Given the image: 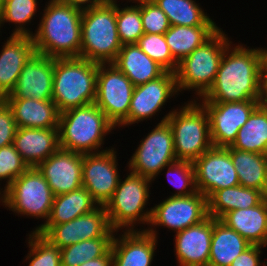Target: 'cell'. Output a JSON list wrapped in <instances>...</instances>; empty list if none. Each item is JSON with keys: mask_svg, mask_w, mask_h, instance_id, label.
<instances>
[{"mask_svg": "<svg viewBox=\"0 0 267 266\" xmlns=\"http://www.w3.org/2000/svg\"><path fill=\"white\" fill-rule=\"evenodd\" d=\"M193 165L197 191L207 199L217 190L240 184L229 147L212 146Z\"/></svg>", "mask_w": 267, "mask_h": 266, "instance_id": "obj_14", "label": "cell"}, {"mask_svg": "<svg viewBox=\"0 0 267 266\" xmlns=\"http://www.w3.org/2000/svg\"><path fill=\"white\" fill-rule=\"evenodd\" d=\"M98 66L79 57L54 58L52 101L59 113L95 102Z\"/></svg>", "mask_w": 267, "mask_h": 266, "instance_id": "obj_4", "label": "cell"}, {"mask_svg": "<svg viewBox=\"0 0 267 266\" xmlns=\"http://www.w3.org/2000/svg\"><path fill=\"white\" fill-rule=\"evenodd\" d=\"M6 0H0V8L3 6Z\"/></svg>", "mask_w": 267, "mask_h": 266, "instance_id": "obj_49", "label": "cell"}, {"mask_svg": "<svg viewBox=\"0 0 267 266\" xmlns=\"http://www.w3.org/2000/svg\"><path fill=\"white\" fill-rule=\"evenodd\" d=\"M259 51L261 54L262 74L267 75V48L259 47Z\"/></svg>", "mask_w": 267, "mask_h": 266, "instance_id": "obj_47", "label": "cell"}, {"mask_svg": "<svg viewBox=\"0 0 267 266\" xmlns=\"http://www.w3.org/2000/svg\"><path fill=\"white\" fill-rule=\"evenodd\" d=\"M65 3L76 7L80 10L93 8L97 5L104 3L106 0H63Z\"/></svg>", "mask_w": 267, "mask_h": 266, "instance_id": "obj_46", "label": "cell"}, {"mask_svg": "<svg viewBox=\"0 0 267 266\" xmlns=\"http://www.w3.org/2000/svg\"><path fill=\"white\" fill-rule=\"evenodd\" d=\"M13 145L29 167H37L59 149L58 128H17Z\"/></svg>", "mask_w": 267, "mask_h": 266, "instance_id": "obj_22", "label": "cell"}, {"mask_svg": "<svg viewBox=\"0 0 267 266\" xmlns=\"http://www.w3.org/2000/svg\"><path fill=\"white\" fill-rule=\"evenodd\" d=\"M209 117L210 137L215 147H229L234 143L239 129L261 100L227 103H200Z\"/></svg>", "mask_w": 267, "mask_h": 266, "instance_id": "obj_15", "label": "cell"}, {"mask_svg": "<svg viewBox=\"0 0 267 266\" xmlns=\"http://www.w3.org/2000/svg\"><path fill=\"white\" fill-rule=\"evenodd\" d=\"M137 45L144 53L161 65L166 71L174 73L177 71L179 63L172 56L164 34L144 33L139 38Z\"/></svg>", "mask_w": 267, "mask_h": 266, "instance_id": "obj_38", "label": "cell"}, {"mask_svg": "<svg viewBox=\"0 0 267 266\" xmlns=\"http://www.w3.org/2000/svg\"><path fill=\"white\" fill-rule=\"evenodd\" d=\"M83 154L59 148L37 168L55 196L82 186Z\"/></svg>", "mask_w": 267, "mask_h": 266, "instance_id": "obj_17", "label": "cell"}, {"mask_svg": "<svg viewBox=\"0 0 267 266\" xmlns=\"http://www.w3.org/2000/svg\"><path fill=\"white\" fill-rule=\"evenodd\" d=\"M187 102L173 108L166 121L173 133L176 159L194 162L213 145L206 110L196 100Z\"/></svg>", "mask_w": 267, "mask_h": 266, "instance_id": "obj_8", "label": "cell"}, {"mask_svg": "<svg viewBox=\"0 0 267 266\" xmlns=\"http://www.w3.org/2000/svg\"><path fill=\"white\" fill-rule=\"evenodd\" d=\"M38 3L37 0H6L0 8V30L9 22L16 26L11 35L32 37L34 33L26 25L35 18Z\"/></svg>", "mask_w": 267, "mask_h": 266, "instance_id": "obj_33", "label": "cell"}, {"mask_svg": "<svg viewBox=\"0 0 267 266\" xmlns=\"http://www.w3.org/2000/svg\"><path fill=\"white\" fill-rule=\"evenodd\" d=\"M113 238L82 240L60 249L61 266H80L91 259L103 256L112 245Z\"/></svg>", "mask_w": 267, "mask_h": 266, "instance_id": "obj_35", "label": "cell"}, {"mask_svg": "<svg viewBox=\"0 0 267 266\" xmlns=\"http://www.w3.org/2000/svg\"><path fill=\"white\" fill-rule=\"evenodd\" d=\"M80 266H113V256L111 248L103 256L86 261Z\"/></svg>", "mask_w": 267, "mask_h": 266, "instance_id": "obj_45", "label": "cell"}, {"mask_svg": "<svg viewBox=\"0 0 267 266\" xmlns=\"http://www.w3.org/2000/svg\"><path fill=\"white\" fill-rule=\"evenodd\" d=\"M152 1L166 14L171 26H217L196 0Z\"/></svg>", "mask_w": 267, "mask_h": 266, "instance_id": "obj_32", "label": "cell"}, {"mask_svg": "<svg viewBox=\"0 0 267 266\" xmlns=\"http://www.w3.org/2000/svg\"><path fill=\"white\" fill-rule=\"evenodd\" d=\"M112 130L116 127L95 103L66 110L59 114V148L81 154L105 151L102 145Z\"/></svg>", "mask_w": 267, "mask_h": 266, "instance_id": "obj_3", "label": "cell"}, {"mask_svg": "<svg viewBox=\"0 0 267 266\" xmlns=\"http://www.w3.org/2000/svg\"><path fill=\"white\" fill-rule=\"evenodd\" d=\"M262 248L264 249L260 245H250L233 260L230 266H265V261L260 259Z\"/></svg>", "mask_w": 267, "mask_h": 266, "instance_id": "obj_44", "label": "cell"}, {"mask_svg": "<svg viewBox=\"0 0 267 266\" xmlns=\"http://www.w3.org/2000/svg\"><path fill=\"white\" fill-rule=\"evenodd\" d=\"M220 27L172 25L164 34L171 54L179 63L207 41Z\"/></svg>", "mask_w": 267, "mask_h": 266, "instance_id": "obj_30", "label": "cell"}, {"mask_svg": "<svg viewBox=\"0 0 267 266\" xmlns=\"http://www.w3.org/2000/svg\"><path fill=\"white\" fill-rule=\"evenodd\" d=\"M212 234L213 218L209 215L200 223L175 233L178 266H208Z\"/></svg>", "mask_w": 267, "mask_h": 266, "instance_id": "obj_19", "label": "cell"}, {"mask_svg": "<svg viewBox=\"0 0 267 266\" xmlns=\"http://www.w3.org/2000/svg\"><path fill=\"white\" fill-rule=\"evenodd\" d=\"M172 111L164 115L151 132L142 138L127 162L128 170L154 181L167 165L177 161L173 133L166 121Z\"/></svg>", "mask_w": 267, "mask_h": 266, "instance_id": "obj_10", "label": "cell"}, {"mask_svg": "<svg viewBox=\"0 0 267 266\" xmlns=\"http://www.w3.org/2000/svg\"><path fill=\"white\" fill-rule=\"evenodd\" d=\"M117 160L114 147H106L105 151L98 153L83 154L82 186L99 206H105L112 198L120 181Z\"/></svg>", "mask_w": 267, "mask_h": 266, "instance_id": "obj_13", "label": "cell"}, {"mask_svg": "<svg viewBox=\"0 0 267 266\" xmlns=\"http://www.w3.org/2000/svg\"><path fill=\"white\" fill-rule=\"evenodd\" d=\"M141 18L144 33L165 34L171 26L166 14L152 0H141Z\"/></svg>", "mask_w": 267, "mask_h": 266, "instance_id": "obj_42", "label": "cell"}, {"mask_svg": "<svg viewBox=\"0 0 267 266\" xmlns=\"http://www.w3.org/2000/svg\"><path fill=\"white\" fill-rule=\"evenodd\" d=\"M165 169L168 182L177 189L171 196H189L197 192L193 162L177 160Z\"/></svg>", "mask_w": 267, "mask_h": 266, "instance_id": "obj_39", "label": "cell"}, {"mask_svg": "<svg viewBox=\"0 0 267 266\" xmlns=\"http://www.w3.org/2000/svg\"><path fill=\"white\" fill-rule=\"evenodd\" d=\"M29 166L22 159L14 145H8L0 148V183L6 181L2 192L7 189L12 182L24 173ZM1 185V184H0Z\"/></svg>", "mask_w": 267, "mask_h": 266, "instance_id": "obj_40", "label": "cell"}, {"mask_svg": "<svg viewBox=\"0 0 267 266\" xmlns=\"http://www.w3.org/2000/svg\"><path fill=\"white\" fill-rule=\"evenodd\" d=\"M232 45L226 48L215 81L209 91L198 98L199 103L262 99L263 74L259 47L249 48L241 43Z\"/></svg>", "mask_w": 267, "mask_h": 266, "instance_id": "obj_1", "label": "cell"}, {"mask_svg": "<svg viewBox=\"0 0 267 266\" xmlns=\"http://www.w3.org/2000/svg\"><path fill=\"white\" fill-rule=\"evenodd\" d=\"M121 47L116 22V0H106L83 10L79 58L98 64L113 63Z\"/></svg>", "mask_w": 267, "mask_h": 266, "instance_id": "obj_5", "label": "cell"}, {"mask_svg": "<svg viewBox=\"0 0 267 266\" xmlns=\"http://www.w3.org/2000/svg\"><path fill=\"white\" fill-rule=\"evenodd\" d=\"M113 64L129 78L134 86L155 80L166 72L137 44L122 45Z\"/></svg>", "mask_w": 267, "mask_h": 266, "instance_id": "obj_25", "label": "cell"}, {"mask_svg": "<svg viewBox=\"0 0 267 266\" xmlns=\"http://www.w3.org/2000/svg\"><path fill=\"white\" fill-rule=\"evenodd\" d=\"M2 191L0 190V203H2Z\"/></svg>", "mask_w": 267, "mask_h": 266, "instance_id": "obj_50", "label": "cell"}, {"mask_svg": "<svg viewBox=\"0 0 267 266\" xmlns=\"http://www.w3.org/2000/svg\"><path fill=\"white\" fill-rule=\"evenodd\" d=\"M142 229L122 230L117 237L119 231H116L111 245L113 266H151L159 242Z\"/></svg>", "mask_w": 267, "mask_h": 266, "instance_id": "obj_20", "label": "cell"}, {"mask_svg": "<svg viewBox=\"0 0 267 266\" xmlns=\"http://www.w3.org/2000/svg\"><path fill=\"white\" fill-rule=\"evenodd\" d=\"M266 196L259 190L242 185L215 191L208 199V215L221 219L227 212L258 205Z\"/></svg>", "mask_w": 267, "mask_h": 266, "instance_id": "obj_27", "label": "cell"}, {"mask_svg": "<svg viewBox=\"0 0 267 266\" xmlns=\"http://www.w3.org/2000/svg\"><path fill=\"white\" fill-rule=\"evenodd\" d=\"M179 95L176 74L166 71L159 78L135 86L131 98L127 126L150 120L166 105L167 100ZM164 105V106H163Z\"/></svg>", "mask_w": 267, "mask_h": 266, "instance_id": "obj_16", "label": "cell"}, {"mask_svg": "<svg viewBox=\"0 0 267 266\" xmlns=\"http://www.w3.org/2000/svg\"><path fill=\"white\" fill-rule=\"evenodd\" d=\"M54 194L37 167H29L2 192L3 207L15 215L44 219L37 232L46 224L51 213Z\"/></svg>", "mask_w": 267, "mask_h": 266, "instance_id": "obj_9", "label": "cell"}, {"mask_svg": "<svg viewBox=\"0 0 267 266\" xmlns=\"http://www.w3.org/2000/svg\"><path fill=\"white\" fill-rule=\"evenodd\" d=\"M80 240L113 238L115 230L110 226L106 208L99 206L94 211L78 217Z\"/></svg>", "mask_w": 267, "mask_h": 266, "instance_id": "obj_37", "label": "cell"}, {"mask_svg": "<svg viewBox=\"0 0 267 266\" xmlns=\"http://www.w3.org/2000/svg\"><path fill=\"white\" fill-rule=\"evenodd\" d=\"M0 51V99L14 89L24 65L36 53L33 38L10 35Z\"/></svg>", "mask_w": 267, "mask_h": 266, "instance_id": "obj_21", "label": "cell"}, {"mask_svg": "<svg viewBox=\"0 0 267 266\" xmlns=\"http://www.w3.org/2000/svg\"><path fill=\"white\" fill-rule=\"evenodd\" d=\"M99 207L88 190L81 186L69 193L54 196L48 221L43 226L60 225Z\"/></svg>", "mask_w": 267, "mask_h": 266, "instance_id": "obj_28", "label": "cell"}, {"mask_svg": "<svg viewBox=\"0 0 267 266\" xmlns=\"http://www.w3.org/2000/svg\"><path fill=\"white\" fill-rule=\"evenodd\" d=\"M11 108L17 128H58L59 112L52 100L4 98Z\"/></svg>", "mask_w": 267, "mask_h": 266, "instance_id": "obj_23", "label": "cell"}, {"mask_svg": "<svg viewBox=\"0 0 267 266\" xmlns=\"http://www.w3.org/2000/svg\"><path fill=\"white\" fill-rule=\"evenodd\" d=\"M54 58L35 53L24 65L13 91L5 98L52 100Z\"/></svg>", "mask_w": 267, "mask_h": 266, "instance_id": "obj_18", "label": "cell"}, {"mask_svg": "<svg viewBox=\"0 0 267 266\" xmlns=\"http://www.w3.org/2000/svg\"><path fill=\"white\" fill-rule=\"evenodd\" d=\"M261 104L267 107V75H263Z\"/></svg>", "mask_w": 267, "mask_h": 266, "instance_id": "obj_48", "label": "cell"}, {"mask_svg": "<svg viewBox=\"0 0 267 266\" xmlns=\"http://www.w3.org/2000/svg\"><path fill=\"white\" fill-rule=\"evenodd\" d=\"M30 233L27 241L30 251L24 262L28 260V266H61L60 249L38 232Z\"/></svg>", "mask_w": 267, "mask_h": 266, "instance_id": "obj_36", "label": "cell"}, {"mask_svg": "<svg viewBox=\"0 0 267 266\" xmlns=\"http://www.w3.org/2000/svg\"><path fill=\"white\" fill-rule=\"evenodd\" d=\"M37 232L59 249L81 241L79 238L78 217L60 225L42 226Z\"/></svg>", "mask_w": 267, "mask_h": 266, "instance_id": "obj_41", "label": "cell"}, {"mask_svg": "<svg viewBox=\"0 0 267 266\" xmlns=\"http://www.w3.org/2000/svg\"><path fill=\"white\" fill-rule=\"evenodd\" d=\"M42 11L32 36L36 53L53 58L80 57L83 11L63 0H49Z\"/></svg>", "mask_w": 267, "mask_h": 266, "instance_id": "obj_2", "label": "cell"}, {"mask_svg": "<svg viewBox=\"0 0 267 266\" xmlns=\"http://www.w3.org/2000/svg\"><path fill=\"white\" fill-rule=\"evenodd\" d=\"M152 181L130 170L124 180L120 178L112 198L104 206L113 230H138L135 229L139 226L137 224L149 226L152 207L148 210L146 206L150 200Z\"/></svg>", "mask_w": 267, "mask_h": 266, "instance_id": "obj_7", "label": "cell"}, {"mask_svg": "<svg viewBox=\"0 0 267 266\" xmlns=\"http://www.w3.org/2000/svg\"><path fill=\"white\" fill-rule=\"evenodd\" d=\"M134 87L113 63L99 64L94 103L116 128L127 126Z\"/></svg>", "mask_w": 267, "mask_h": 266, "instance_id": "obj_11", "label": "cell"}, {"mask_svg": "<svg viewBox=\"0 0 267 266\" xmlns=\"http://www.w3.org/2000/svg\"><path fill=\"white\" fill-rule=\"evenodd\" d=\"M251 244L220 219L213 218L208 266H230Z\"/></svg>", "mask_w": 267, "mask_h": 266, "instance_id": "obj_26", "label": "cell"}, {"mask_svg": "<svg viewBox=\"0 0 267 266\" xmlns=\"http://www.w3.org/2000/svg\"><path fill=\"white\" fill-rule=\"evenodd\" d=\"M251 245L267 246V196L256 206L227 212L221 219Z\"/></svg>", "mask_w": 267, "mask_h": 266, "instance_id": "obj_24", "label": "cell"}, {"mask_svg": "<svg viewBox=\"0 0 267 266\" xmlns=\"http://www.w3.org/2000/svg\"><path fill=\"white\" fill-rule=\"evenodd\" d=\"M207 216V198L200 192L189 196H169L152 207L148 229L146 227L143 230L158 238V226L177 233L200 223Z\"/></svg>", "mask_w": 267, "mask_h": 266, "instance_id": "obj_12", "label": "cell"}, {"mask_svg": "<svg viewBox=\"0 0 267 266\" xmlns=\"http://www.w3.org/2000/svg\"><path fill=\"white\" fill-rule=\"evenodd\" d=\"M134 3L130 6L124 4L120 8L116 0V22L117 31L122 45L137 44L139 38L144 34L141 18V0H126ZM137 3V5H136Z\"/></svg>", "mask_w": 267, "mask_h": 266, "instance_id": "obj_34", "label": "cell"}, {"mask_svg": "<svg viewBox=\"0 0 267 266\" xmlns=\"http://www.w3.org/2000/svg\"><path fill=\"white\" fill-rule=\"evenodd\" d=\"M231 147L267 155V107L260 104L251 113Z\"/></svg>", "mask_w": 267, "mask_h": 266, "instance_id": "obj_31", "label": "cell"}, {"mask_svg": "<svg viewBox=\"0 0 267 266\" xmlns=\"http://www.w3.org/2000/svg\"><path fill=\"white\" fill-rule=\"evenodd\" d=\"M229 153L240 185L257 189L267 196V155L238 150L231 146Z\"/></svg>", "mask_w": 267, "mask_h": 266, "instance_id": "obj_29", "label": "cell"}, {"mask_svg": "<svg viewBox=\"0 0 267 266\" xmlns=\"http://www.w3.org/2000/svg\"><path fill=\"white\" fill-rule=\"evenodd\" d=\"M17 130L11 108L0 99V148L13 144Z\"/></svg>", "mask_w": 267, "mask_h": 266, "instance_id": "obj_43", "label": "cell"}, {"mask_svg": "<svg viewBox=\"0 0 267 266\" xmlns=\"http://www.w3.org/2000/svg\"><path fill=\"white\" fill-rule=\"evenodd\" d=\"M232 43L222 28H219L207 41L179 62L175 72L178 91H195L196 97L191 100L202 98L212 87L222 56Z\"/></svg>", "mask_w": 267, "mask_h": 266, "instance_id": "obj_6", "label": "cell"}]
</instances>
